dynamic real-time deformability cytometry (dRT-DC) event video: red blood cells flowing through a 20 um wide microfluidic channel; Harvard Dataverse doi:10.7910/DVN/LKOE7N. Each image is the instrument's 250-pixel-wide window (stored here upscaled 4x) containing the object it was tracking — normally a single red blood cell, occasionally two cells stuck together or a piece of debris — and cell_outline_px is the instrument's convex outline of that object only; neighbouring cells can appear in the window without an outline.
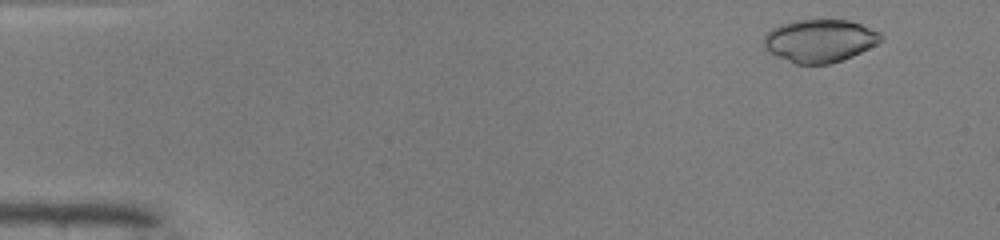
{"species": "common noctule bat (a hibernating species)", "species_latin": "Nyctalus noctula", "temperature_condition": "warm", "stored_images_in_passage": 9, "camera_frame_rate_fps": 3000, "um_per_image_px": 0.085, "animal": {"sex": "male", "body_mass_g": 19.0, "forearm_length_mm": 50.8}, "frame": {"image": 1, "passage_image": 4, "time_ms": 1.0, "image_size_px": [1000, 240], "cell_outline_px": [[884, 40], [852, 56], [828, 64], [796, 64], [768, 52], [764, 48], [764, 36], [772, 28], [780, 24], [796, 20], [848, 20], [860, 24], [880, 32], [884, 36]], "centroid_in_image_um": [69.67, 3.46], "position_along_channel_um": 15.3, "area_um2": 29.13}}